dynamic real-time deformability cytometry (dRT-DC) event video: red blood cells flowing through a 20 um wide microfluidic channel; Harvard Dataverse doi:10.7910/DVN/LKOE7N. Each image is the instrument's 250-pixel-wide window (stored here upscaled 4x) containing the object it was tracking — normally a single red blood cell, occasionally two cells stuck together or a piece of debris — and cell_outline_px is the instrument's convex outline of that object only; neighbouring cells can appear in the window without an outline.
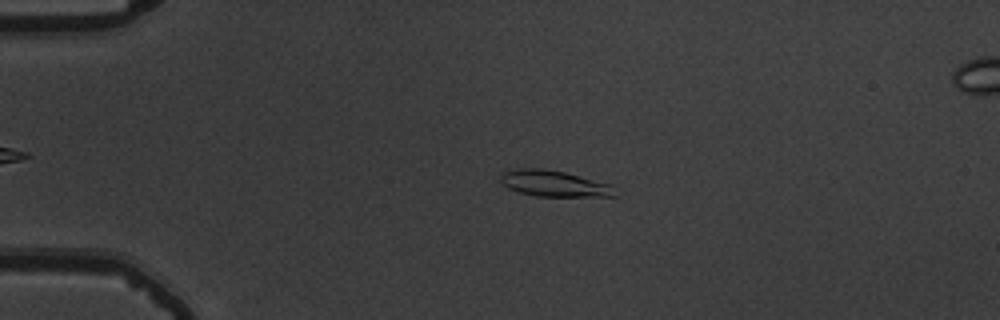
{"species": "common noctule bat (a hibernating species)", "species_latin": "Nyctalus noctula", "temperature_condition": "warm", "stored_images_in_passage": 55, "camera_frame_rate_fps": 3000, "um_per_image_px": 0.085, "animal": {"sex": "male", "body_mass_g": 19.5, "forearm_length_mm": 54.6}, "frame": {"image": 1, "passage_image": 13, "time_ms": 4.0, "image_size_px": [1000, 320], "cell_outline_px": [[616, 196], [536, 196], [520, 192], [508, 188], [500, 180], [500, 176], [504, 172], [516, 168], [544, 168], [564, 172], [612, 184]], "centroid_in_image_um": [47.09, 15.59], "position_along_channel_um": 37.9, "area_um2": 17.28}}
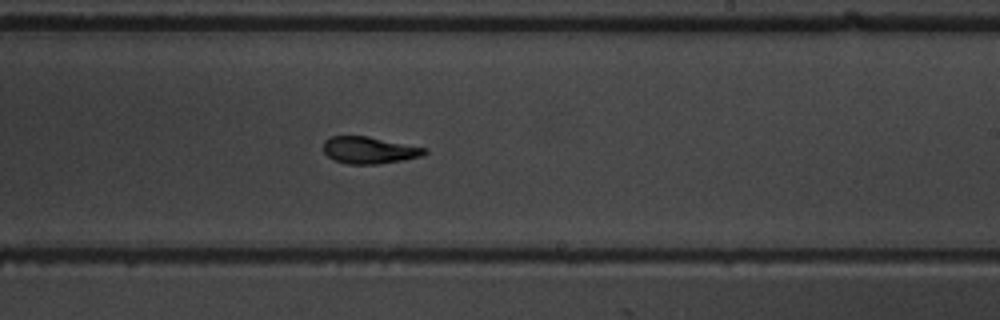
{"frame": {"image": 2, "passage_image": 34, "time_ms": 11.0, "image_size_px": [1000, 320], "cell_outline_px": [[428, 152], [424, 156], [404, 160], [376, 164], [348, 164], [332, 160], [324, 152], [324, 140], [332, 136], [368, 136], [428, 148]], "centroid_in_image_um": [31.42, 12.77], "position_along_channel_um": 257.6, "area_um2": 16.07}}
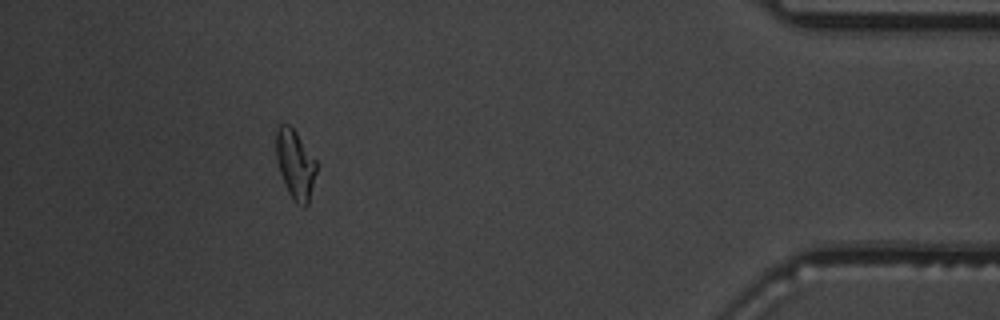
{"frame": {"image": 3, "passage_image": 50, "time_ms": 16.333, "image_size_px": [1000, 320], "cell_outline_px": [[316, 172], [308, 204], [304, 208], [296, 204], [292, 200], [288, 192], [280, 172], [276, 156], [276, 128], [280, 124], [288, 124], [296, 132], [316, 160]], "centroid_in_image_um": [25.09, 13.99], "position_along_channel_um": 410.1, "area_um2": 16.18}, "authors_computed_cell_mechanics": {"area_um2": 16.5886, "velocity_mm_per_s": 3.7743, "shape_relaxation_time_tau1_ms": 5.9697, "shape_relaxation_time_tau2_ms": 1.4051, "deformation_change_tau1": 0.224, "deformation_change_tau2": 0.0971}}